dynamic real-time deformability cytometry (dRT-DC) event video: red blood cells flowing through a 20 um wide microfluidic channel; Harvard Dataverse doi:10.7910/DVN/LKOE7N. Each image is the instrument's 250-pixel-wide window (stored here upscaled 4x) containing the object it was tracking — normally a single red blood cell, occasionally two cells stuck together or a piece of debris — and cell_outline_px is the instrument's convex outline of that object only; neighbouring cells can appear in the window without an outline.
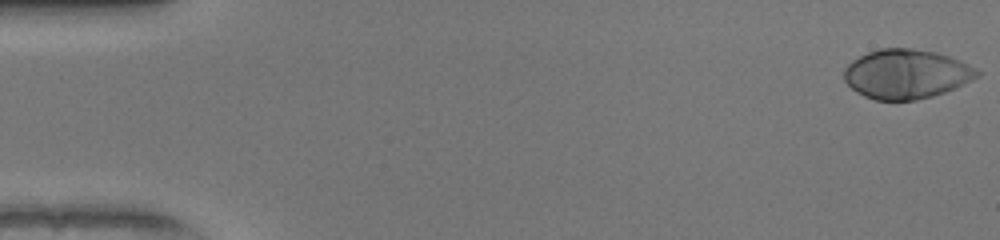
{"species": "human", "species_latin": "Homo sapiens", "temperature_condition": "warm", "stored_images_in_passage": 51, "camera_frame_rate_fps": 3000, "um_per_image_px": 0.085, "donor": {"sex": "female"}, "frame": {"image": 1, "passage_image": 1, "time_ms": 0.0, "image_size_px": [1000, 240], "cell_outline_px": [[980, 76], [956, 88], [932, 96], [916, 100], [876, 100], [864, 96], [856, 92], [844, 80], [844, 68], [852, 60], [868, 52], [880, 48], [912, 48], [936, 52], [960, 60], [980, 72]], "centroid_in_image_um": [77.02, 6.29], "position_along_channel_um": 8.0, "area_um2": 38.26}}
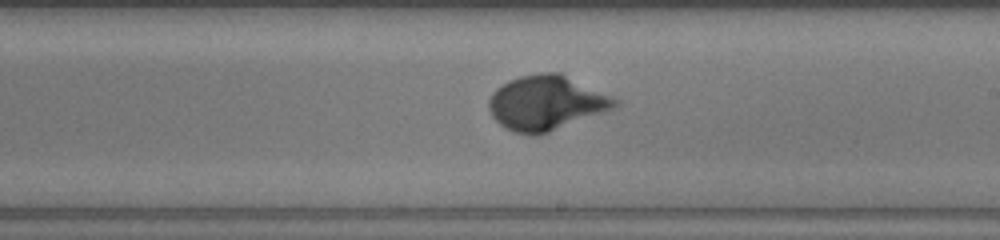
{"frame": {"image": 2, "passage_image": 30, "time_ms": 9.667, "image_size_px": [1000, 240], "cell_outline_px": [[620, 104], [612, 108], [548, 132], [536, 136], [532, 136], [512, 132], [500, 124], [492, 116], [488, 108], [488, 100], [492, 92], [496, 88], [508, 80], [520, 76], [540, 72], [560, 72], [612, 96], [620, 100]], "centroid_in_image_um": [46.39, 8.73], "position_along_channel_um": 242.6, "area_um2": 40.06}}
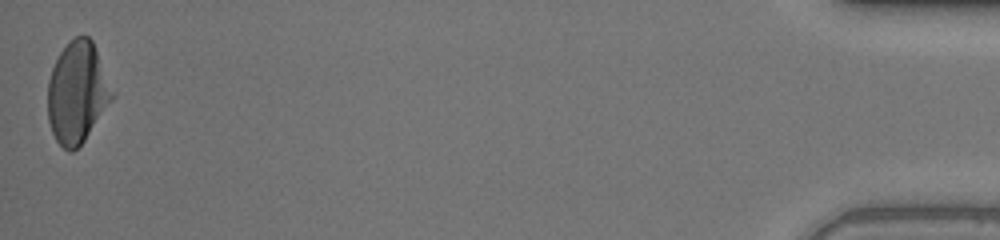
{"frame": {"image": 3, "passage_image": 51, "time_ms": 16.667, "image_size_px": [1000, 240], "cell_outline_px": [[116, 92], [112, 100], [84, 140], [72, 152], [68, 152], [56, 140], [52, 132], [48, 120], [48, 80], [52, 68], [60, 52], [76, 36], [88, 36], [92, 40]], "centroid_in_image_um": [6.59, 7.86], "position_along_channel_um": 428.6, "area_um2": 37.97}, "authors_computed_cell_mechanics": {"area_um2": 37.6278, "velocity_mm_per_s": 4.0491, "shape_relaxation_time_tau1_ms": 3.3794, "shape_relaxation_time_tau2_ms": null, "deformation_change_tau1": 0.2253, "deformation_change_tau2": null}}